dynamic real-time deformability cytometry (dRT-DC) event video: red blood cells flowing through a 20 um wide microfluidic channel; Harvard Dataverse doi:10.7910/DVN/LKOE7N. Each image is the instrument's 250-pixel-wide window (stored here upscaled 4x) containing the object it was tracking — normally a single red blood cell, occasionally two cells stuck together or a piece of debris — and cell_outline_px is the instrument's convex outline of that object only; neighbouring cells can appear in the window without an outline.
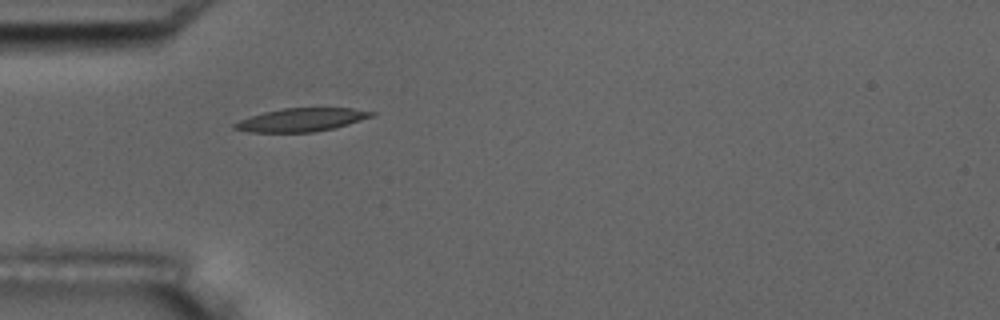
{"species": "common noctule bat (a hibernating species)", "species_latin": "Nyctalus noctula", "temperature_condition": "room temperature", "stored_images_in_passage": 1, "camera_frame_rate_fps": 3000, "um_per_image_px": 0.085, "animal": {"sex": "male", "body_mass_g": 17.5, "forearm_length_mm": 52.3}, "frame": {"image": 1, "passage_image": 1, "time_ms": 0.0, "image_size_px": [1000, 320], "cell_outline_px": [[376, 116], [336, 128], [312, 132], [248, 132], [232, 128], [232, 124], [240, 120], [264, 112], [284, 108], [352, 108], [376, 112]], "centroid_in_image_um": [25.67, 10.19], "position_along_channel_um": 59.3, "area_um2": 18.67}}